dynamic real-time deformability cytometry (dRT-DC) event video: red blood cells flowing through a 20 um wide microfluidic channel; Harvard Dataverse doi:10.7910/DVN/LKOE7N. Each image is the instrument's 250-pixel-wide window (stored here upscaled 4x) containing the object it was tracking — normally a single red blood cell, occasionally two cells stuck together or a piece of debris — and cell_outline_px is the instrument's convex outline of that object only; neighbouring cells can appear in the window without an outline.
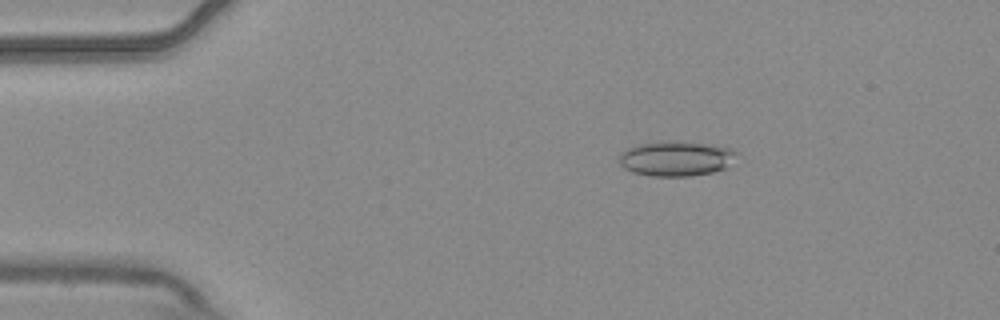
{"species": "common noctule bat (a hibernating species)", "species_latin": "Nyctalus noctula", "temperature_condition": "warm", "stored_images_in_passage": 4, "camera_frame_rate_fps": 3000, "um_per_image_px": 0.085, "animal": {"sex": "male", "body_mass_g": 20.4}, "frame": {"image": 1, "passage_image": 2, "time_ms": 0.333, "image_size_px": [1000, 320], "cell_outline_px": [[736, 152], [728, 168], [712, 172], [692, 176], [648, 176], [632, 172], [624, 168], [620, 164], [620, 152], [628, 148], [640, 144], [676, 140], [704, 144], [728, 148]], "centroid_in_image_um": [57.43, 13.49], "position_along_channel_um": 27.6, "area_um2": 23.76}}